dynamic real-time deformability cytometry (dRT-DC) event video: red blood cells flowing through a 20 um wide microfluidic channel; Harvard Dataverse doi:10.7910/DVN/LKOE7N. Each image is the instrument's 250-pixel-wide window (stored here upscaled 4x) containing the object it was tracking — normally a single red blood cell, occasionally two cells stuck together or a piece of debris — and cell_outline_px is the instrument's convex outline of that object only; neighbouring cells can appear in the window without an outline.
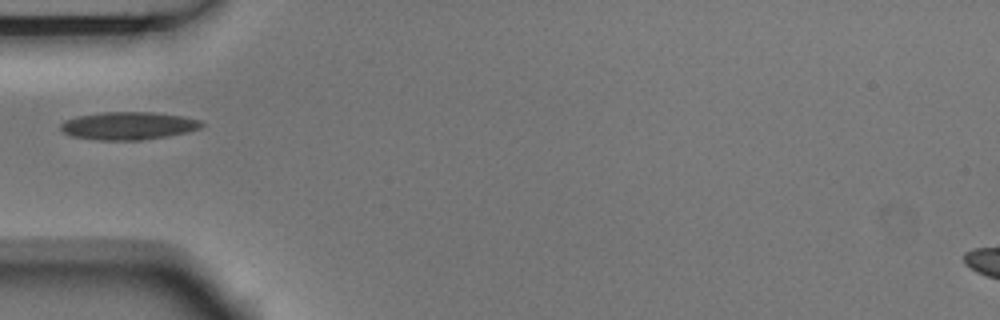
{"species": "Egyptian fruit bat (a non-hibernating species)", "species_latin": "Rousettus aegyptiacus", "temperature_condition": "room temperature", "stored_images_in_passage": 2, "camera_frame_rate_fps": 3000, "um_per_image_px": 0.085, "animal": {"sex": "male"}, "frame": {"image": 1, "passage_image": 1, "time_ms": 0.0, "image_size_px": [1000, 320], "cell_outline_px": [[204, 124], [200, 128], [188, 132], [168, 136], [140, 140], [96, 140], [72, 136], [64, 132], [60, 128], [60, 124], [64, 120], [76, 116], [104, 112], [152, 112], [180, 116], [200, 120]], "centroid_in_image_um": [10.89, 10.69], "position_along_channel_um": 74.1, "area_um2": 22.83}}
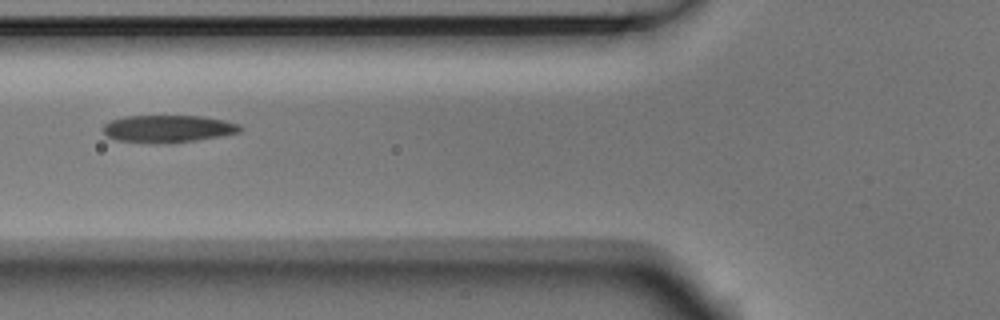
{"frame": {"image": 2, "passage_image": 2, "time_ms": 0.333, "image_size_px": [1000, 320], "cell_outline_px": [[244, 128], [240, 132], [220, 136], [196, 140], [116, 140], [108, 136], [104, 132], [104, 124], [108, 120], [124, 116], [200, 116], [224, 120], [240, 124]], "centroid_in_image_um": [14.33, 10.88], "position_along_channel_um": 111.5, "area_um2": 20.75}}